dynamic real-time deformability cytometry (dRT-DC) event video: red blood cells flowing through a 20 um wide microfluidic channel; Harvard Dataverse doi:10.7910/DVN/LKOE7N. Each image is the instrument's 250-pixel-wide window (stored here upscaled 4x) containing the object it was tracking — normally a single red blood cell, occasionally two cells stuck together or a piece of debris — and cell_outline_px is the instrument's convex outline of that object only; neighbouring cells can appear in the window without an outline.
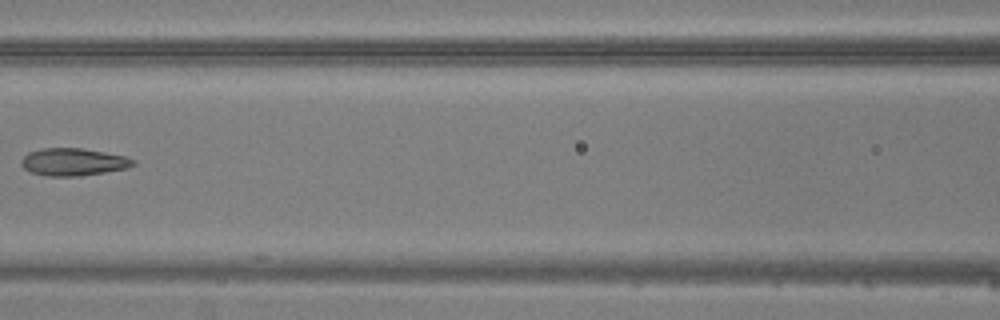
{"species": "common noctule bat (a hibernating species)", "species_latin": "Nyctalus noctula", "temperature_condition": "warm", "stored_images_in_passage": 5, "camera_frame_rate_fps": 3000, "um_per_image_px": 0.085, "animal": {"sex": "male", "body_mass_g": 20.5, "forearm_length_mm": 52.5}, "frame": {"image": 1, "passage_image": 5, "time_ms": 4.667, "image_size_px": [1000, 320], "cell_outline_px": [[136, 164], [128, 168], [80, 176], [48, 176], [32, 172], [24, 168], [20, 164], [20, 160], [28, 152], [40, 148], [84, 148], [124, 156], [136, 160]], "centroid_in_image_um": [6.23, 13.76], "position_along_channel_um": 160.4, "area_um2": 17.98}}